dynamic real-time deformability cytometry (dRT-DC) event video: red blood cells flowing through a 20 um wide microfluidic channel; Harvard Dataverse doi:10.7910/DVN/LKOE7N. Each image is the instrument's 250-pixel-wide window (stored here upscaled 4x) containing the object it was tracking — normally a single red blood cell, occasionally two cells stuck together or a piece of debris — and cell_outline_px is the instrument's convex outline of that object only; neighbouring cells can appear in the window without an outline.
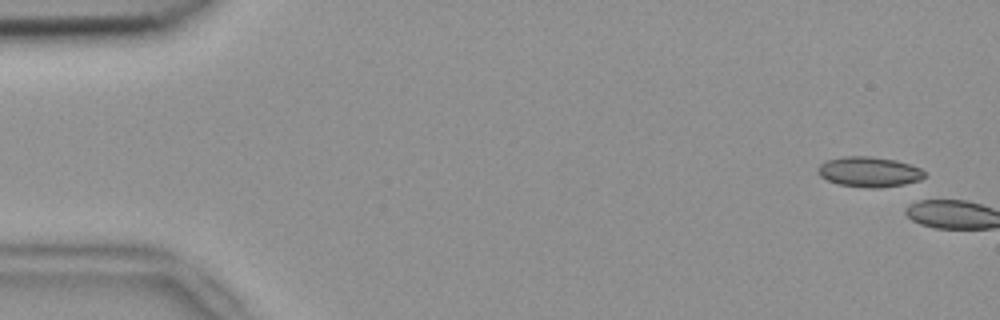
{"species": "common noctule bat (a hibernating species)", "species_latin": "Nyctalus noctula", "temperature_condition": "room temperature", "stored_images_in_passage": 2, "camera_frame_rate_fps": 3000, "um_per_image_px": 0.085, "animal": {"sex": "female", "body_mass_g": 18.4}, "frame": {"image": 1, "passage_image": 1, "time_ms": 0.0, "image_size_px": [1000, 320], "cell_outline_px": [[924, 176], [920, 180], [904, 184], [880, 188], [868, 188], [840, 184], [828, 180], [820, 176], [816, 172], [816, 168], [820, 164], [828, 160], [844, 156], [872, 156], [896, 160], [920, 168], [924, 172]], "centroid_in_image_um": [73.85, 14.6], "position_along_channel_um": 11.1, "area_um2": 18.73}}